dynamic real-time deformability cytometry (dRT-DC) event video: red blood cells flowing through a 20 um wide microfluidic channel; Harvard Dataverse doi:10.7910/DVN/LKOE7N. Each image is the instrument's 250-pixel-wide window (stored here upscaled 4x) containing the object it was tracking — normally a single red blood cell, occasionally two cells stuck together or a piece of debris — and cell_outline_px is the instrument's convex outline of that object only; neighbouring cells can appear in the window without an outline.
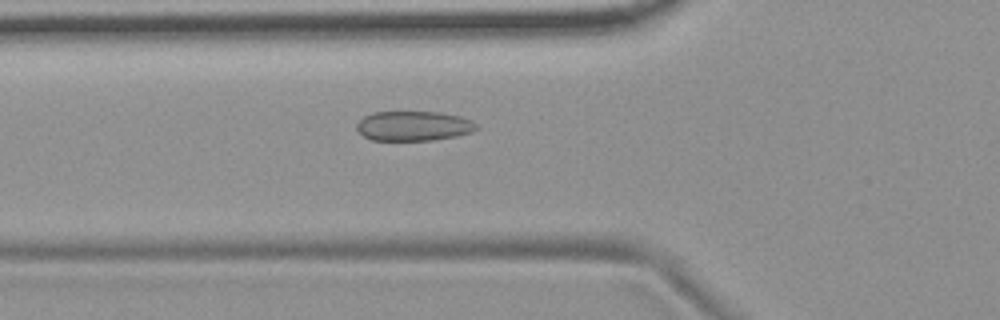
{"species": "common noctule bat (a hibernating species)", "species_latin": "Nyctalus noctula", "temperature_condition": "room temperature", "stored_images_in_passage": 47, "camera_frame_rate_fps": 3000, "um_per_image_px": 0.085, "animal": {"sex": "female", "body_mass_g": 19.9}, "frame": {"image": 1, "passage_image": 12, "time_ms": 3.667, "image_size_px": [1000, 320], "cell_outline_px": [[480, 128], [472, 132], [456, 136], [432, 140], [372, 140], [364, 136], [356, 128], [356, 124], [364, 116], [372, 112], [440, 112], [460, 116], [472, 120]], "centroid_in_image_um": [35.18, 10.7], "position_along_channel_um": 90.6, "area_um2": 20.81}}
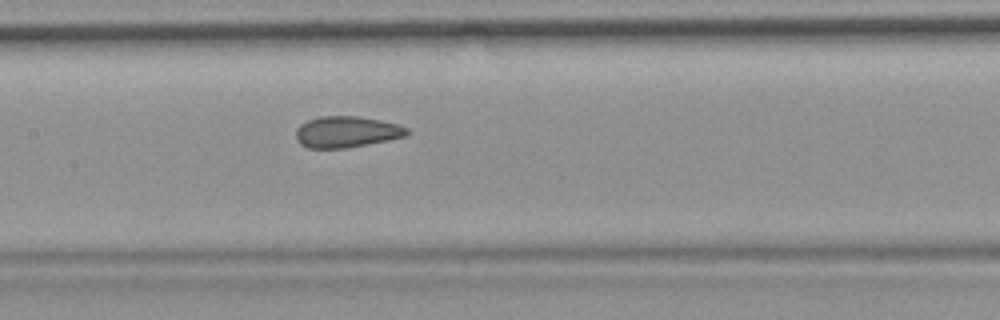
{"frame": {"image": 2, "passage_image": 19, "time_ms": 6.0, "image_size_px": [1000, 320], "cell_outline_px": [[412, 132], [408, 136], [388, 140], [344, 148], [308, 148], [300, 144], [296, 140], [296, 128], [300, 124], [308, 120], [320, 116], [356, 116], [380, 120], [400, 124], [408, 128]], "centroid_in_image_um": [29.48, 11.2], "position_along_channel_um": 177.9, "area_um2": 20.4}}
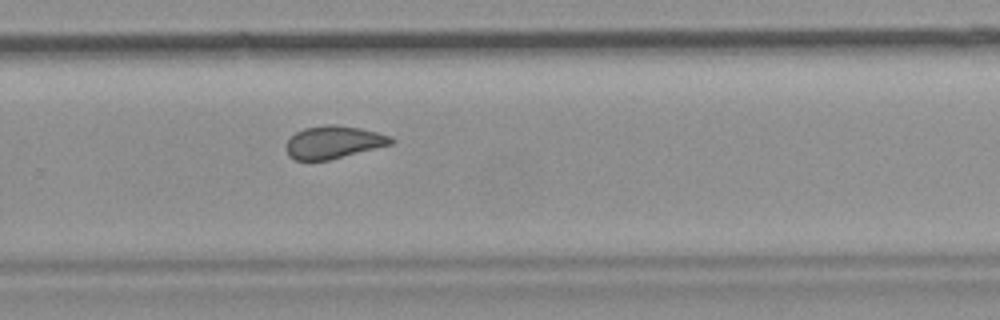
{"frame": {"image": 3, "passage_image": 29, "time_ms": 9.333, "image_size_px": [1000, 320], "cell_outline_px": [[396, 140], [392, 144], [328, 160], [296, 160], [288, 156], [284, 148], [288, 140], [296, 132], [304, 128], [324, 124], [336, 124], [360, 128], [392, 136]], "centroid_in_image_um": [28.33, 12.08], "position_along_channel_um": 301.5, "area_um2": 20.06}, "authors_computed_cell_mechanics": {"area_um2": 20.7502, "velocity_mm_per_s": 3.7216, "shape_relaxation_time_tau1_ms": null, "shape_relaxation_time_tau2_ms": 1.2236, "deformation_change_tau1": null, "deformation_change_tau2": 0.0564}}